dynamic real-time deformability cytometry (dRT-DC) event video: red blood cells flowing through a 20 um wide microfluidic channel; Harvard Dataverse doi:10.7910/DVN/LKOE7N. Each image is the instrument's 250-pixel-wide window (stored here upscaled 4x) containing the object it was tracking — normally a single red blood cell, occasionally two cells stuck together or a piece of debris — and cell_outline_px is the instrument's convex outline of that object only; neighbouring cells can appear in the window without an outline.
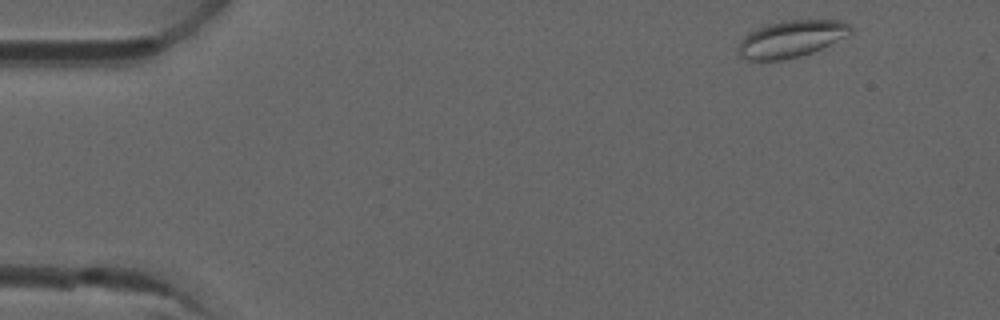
{"species": "common noctule bat (a hibernating species)", "species_latin": "Nyctalus noctula", "temperature_condition": "room temperature", "stored_images_in_passage": 4, "camera_frame_rate_fps": 3000, "um_per_image_px": 0.085, "animal": {"sex": "male", "forearm_length_mm": 52.5}, "frame": {"image": 1, "passage_image": 1, "time_ms": 0.0, "image_size_px": [1000, 320], "cell_outline_px": [[852, 36], [812, 52], [800, 56], [784, 60], [748, 60], [740, 56], [736, 52], [736, 48], [740, 40], [748, 32], [756, 28], [768, 24], [788, 20], [844, 20], [852, 24]], "centroid_in_image_um": [67.3, 3.3], "position_along_channel_um": 17.7, "area_um2": 24.74}}